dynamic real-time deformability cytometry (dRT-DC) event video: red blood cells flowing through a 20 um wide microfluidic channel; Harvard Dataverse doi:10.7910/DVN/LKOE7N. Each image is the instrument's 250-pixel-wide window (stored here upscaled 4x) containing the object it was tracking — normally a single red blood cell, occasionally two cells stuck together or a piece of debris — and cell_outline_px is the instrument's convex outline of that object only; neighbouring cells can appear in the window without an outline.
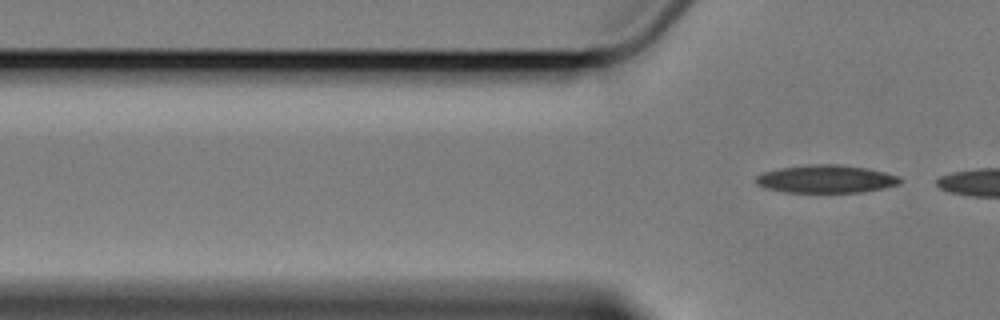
{"species": "Egyptian fruit bat (a non-hibernating species)", "species_latin": "Rousettus aegyptiacus", "temperature_condition": "cold", "stored_images_in_passage": 4, "camera_frame_rate_fps": 3000, "um_per_image_px": 0.085, "animal": {"sex": "female"}, "frame": {"image": 1, "passage_image": 4, "time_ms": 4.333, "image_size_px": [1000, 320], "cell_outline_px": [[904, 180], [900, 184], [884, 188], [864, 192], [784, 192], [764, 188], [756, 184], [756, 176], [764, 172], [780, 168], [808, 164], [840, 164], [868, 168], [900, 176]], "centroid_in_image_um": [70.25, 15.21], "position_along_channel_um": 55.6, "area_um2": 23.7}}